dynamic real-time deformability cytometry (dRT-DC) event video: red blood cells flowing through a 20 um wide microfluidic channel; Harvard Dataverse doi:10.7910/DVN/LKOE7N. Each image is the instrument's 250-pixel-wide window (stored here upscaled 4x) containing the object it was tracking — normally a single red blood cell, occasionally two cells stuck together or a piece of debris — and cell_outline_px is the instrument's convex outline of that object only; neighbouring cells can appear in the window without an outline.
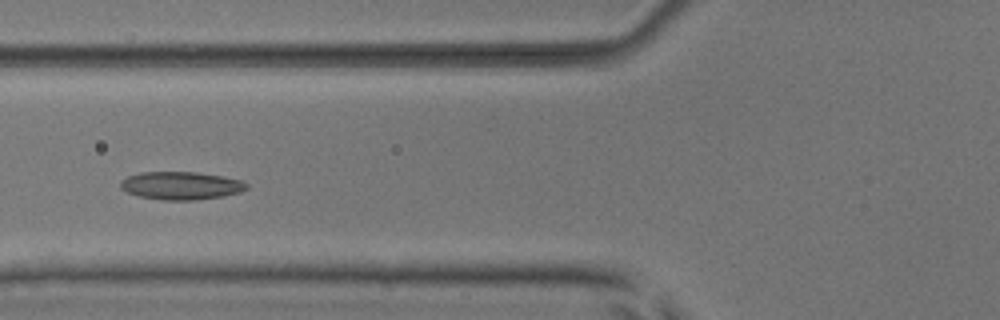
{"species": "common noctule bat (a hibernating species)", "species_latin": "Nyctalus noctula", "temperature_condition": "room temperature", "stored_images_in_passage": 10, "camera_frame_rate_fps": 3000, "um_per_image_px": 0.085, "animal": {"sex": "male", "body_mass_g": 17.9, "forearm_length_mm": 54.2}, "frame": {"image": 1, "passage_image": 7, "time_ms": 2.0, "image_size_px": [1000, 320], "cell_outline_px": [[248, 188], [240, 192], [224, 196], [196, 200], [164, 200], [140, 196], [128, 192], [120, 188], [120, 180], [128, 176], [140, 172], [196, 172], [220, 176], [240, 180], [248, 184]], "centroid_in_image_um": [15.38, 15.78], "position_along_channel_um": 110.4, "area_um2": 20.46}}
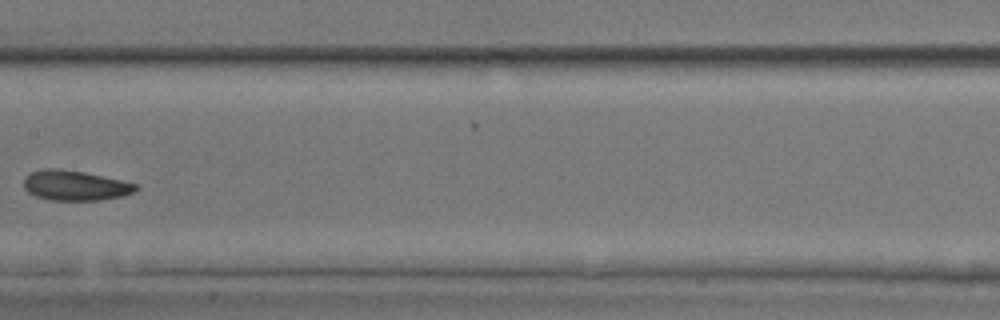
{"frame": {"image": 2, "passage_image": 9, "time_ms": 2.667, "image_size_px": [1000, 320], "cell_outline_px": [[140, 188], [132, 192], [120, 196], [100, 200], [52, 200], [36, 196], [28, 192], [24, 188], [24, 176], [32, 172], [44, 168], [56, 168], [84, 172], [120, 180], [136, 184]], "centroid_in_image_um": [6.34, 15.76], "position_along_channel_um": 201.1, "area_um2": 19.42}}